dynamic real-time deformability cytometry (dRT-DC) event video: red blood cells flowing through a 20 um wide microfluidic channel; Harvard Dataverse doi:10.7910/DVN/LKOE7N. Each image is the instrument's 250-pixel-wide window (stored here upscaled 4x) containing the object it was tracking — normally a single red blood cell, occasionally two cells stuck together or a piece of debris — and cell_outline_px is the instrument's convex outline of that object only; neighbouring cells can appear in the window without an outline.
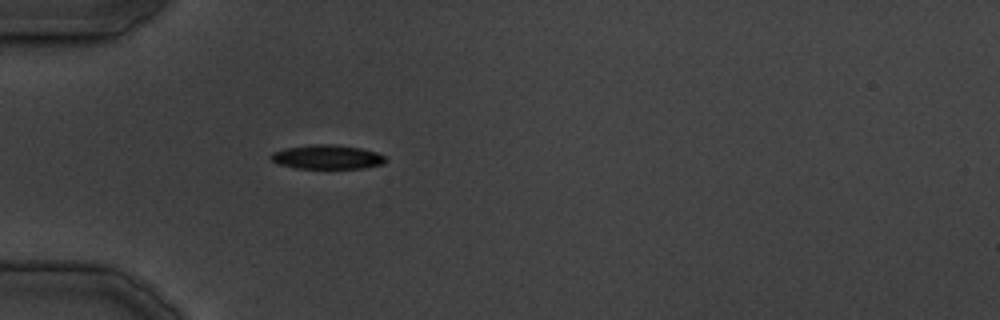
{"species": "common noctule bat (a hibernating species)", "species_latin": "Nyctalus noctula", "temperature_condition": "cold", "stored_images_in_passage": 24, "camera_frame_rate_fps": 3000, "um_per_image_px": 0.085, "animal": {"sex": "male", "body_mass_g": 19.5, "forearm_length_mm": 54.6}, "frame": {"image": 1, "passage_image": 1, "time_ms": 0.0, "image_size_px": [1000, 320], "cell_outline_px": [[388, 160], [384, 164], [364, 168], [296, 168], [280, 164], [272, 160], [268, 156], [272, 152], [284, 148], [312, 144], [336, 144], [360, 148], [376, 152], [384, 156]], "centroid_in_image_um": [27.81, 13.34], "position_along_channel_um": 57.2, "area_um2": 16.24}}